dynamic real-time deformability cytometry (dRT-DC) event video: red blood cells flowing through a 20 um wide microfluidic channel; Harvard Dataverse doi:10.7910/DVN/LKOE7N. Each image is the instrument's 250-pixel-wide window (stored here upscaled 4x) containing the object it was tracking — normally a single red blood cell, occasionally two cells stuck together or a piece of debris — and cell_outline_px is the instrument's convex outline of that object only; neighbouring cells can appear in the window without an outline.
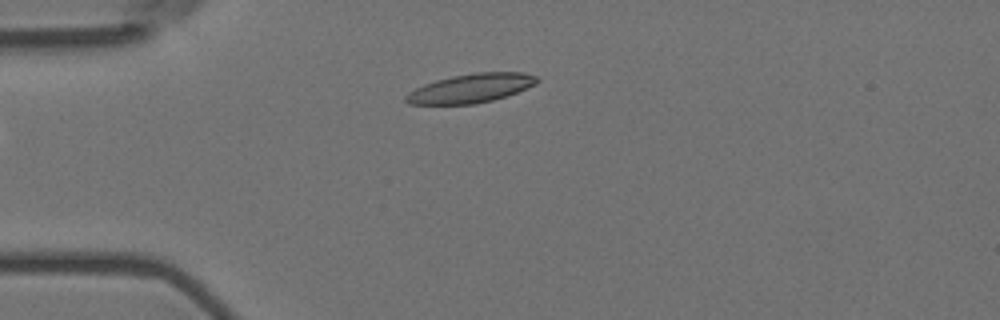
{"species": "Egyptian fruit bat (a non-hibernating species)", "species_latin": "Rousettus aegyptiacus", "temperature_condition": "room temperature", "stored_images_in_passage": 3, "camera_frame_rate_fps": 3000, "um_per_image_px": 0.085, "animal": {"sex": "female"}, "frame": {"image": 1, "passage_image": 1, "time_ms": 0.0, "image_size_px": [1000, 320], "cell_outline_px": [[540, 80], [536, 84], [516, 92], [492, 100], [476, 104], [408, 104], [404, 100], [404, 96], [408, 92], [424, 84], [436, 80], [452, 76], [476, 72], [524, 72], [536, 76]], "centroid_in_image_um": [40.01, 7.5], "position_along_channel_um": 45.0, "area_um2": 22.08}}
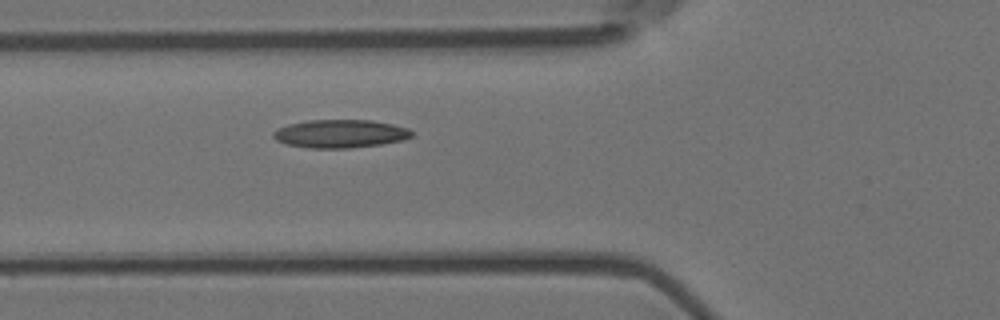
{"frame": {"image": 2, "passage_image": 3, "time_ms": 0.667, "image_size_px": [1000, 320], "cell_outline_px": [[412, 136], [404, 140], [380, 144], [348, 148], [308, 148], [288, 144], [276, 140], [272, 136], [272, 132], [276, 128], [288, 124], [308, 120], [372, 120], [392, 124], [408, 128], [412, 132]], "centroid_in_image_um": [28.89, 11.36], "position_along_channel_um": 96.9, "area_um2": 22.77}}